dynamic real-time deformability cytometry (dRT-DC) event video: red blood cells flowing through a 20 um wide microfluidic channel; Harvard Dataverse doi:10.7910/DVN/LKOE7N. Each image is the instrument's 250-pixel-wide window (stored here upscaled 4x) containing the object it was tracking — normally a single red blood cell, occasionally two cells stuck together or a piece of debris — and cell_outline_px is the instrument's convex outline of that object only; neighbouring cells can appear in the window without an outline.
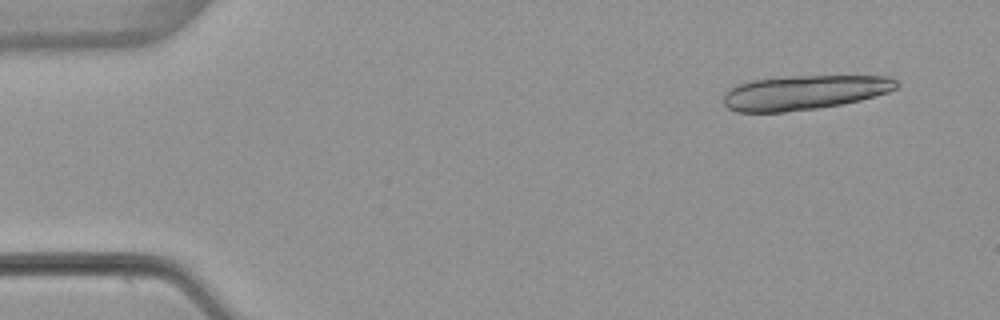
{"species": "common noctule bat (a hibernating species)", "species_latin": "Nyctalus noctula", "temperature_condition": "warm", "stored_images_in_passage": 18, "camera_frame_rate_fps": 3000, "um_per_image_px": 0.085, "animal": {"sex": "female", "body_mass_g": 22.7, "forearm_length_mm": 54.2}, "frame": {"image": 1, "passage_image": 4, "time_ms": 1.0, "image_size_px": [1000, 320], "cell_outline_px": [[900, 84], [896, 88], [888, 92], [860, 100], [840, 104], [816, 108], [784, 112], [736, 112], [728, 108], [724, 104], [724, 92], [740, 84], [752, 80], [792, 76], [892, 76]], "centroid_in_image_um": [68.37, 7.86], "position_along_channel_um": 16.6, "area_um2": 34.56}}